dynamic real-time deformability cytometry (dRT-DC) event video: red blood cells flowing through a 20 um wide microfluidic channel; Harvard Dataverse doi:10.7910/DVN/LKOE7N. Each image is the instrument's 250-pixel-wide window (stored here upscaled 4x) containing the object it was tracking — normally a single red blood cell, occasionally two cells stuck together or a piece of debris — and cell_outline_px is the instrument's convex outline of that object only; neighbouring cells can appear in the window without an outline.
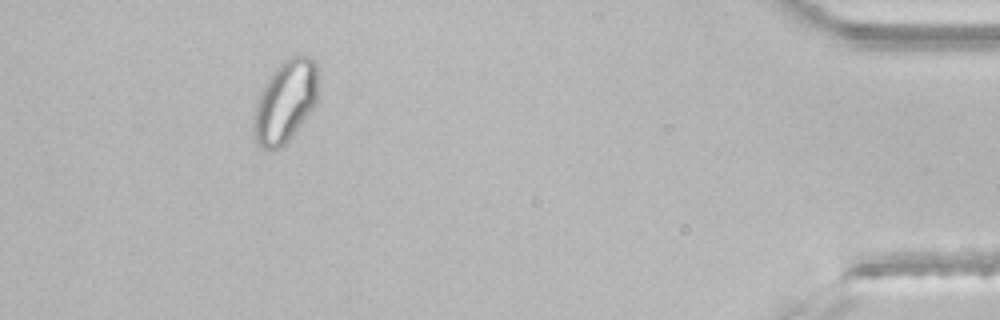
{"species": "common noctule bat (a hibernating species)", "species_latin": "Nyctalus noctula", "temperature_condition": "room temperature", "stored_images_in_passage": 41, "segment_of_instrument_passage": [2, 2], "camera_frame_rate_fps": 3000, "um_per_image_px": 0.085, "animal": {"sex": "male", "body_mass_g": 21.5, "forearm_length_mm": 52.0}, "frame": {"image": 1, "passage_image": 37, "time_ms": 12.0, "image_size_px": [1000, 320], "cell_outline_px": [[316, 104], [284, 148], [260, 148], [256, 144], [252, 136], [252, 116], [256, 100], [272, 72], [284, 60], [292, 56], [308, 56], [316, 64]], "centroid_in_image_um": [24.19, 8.7], "position_along_channel_um": 411.0, "area_um2": 30.98}}